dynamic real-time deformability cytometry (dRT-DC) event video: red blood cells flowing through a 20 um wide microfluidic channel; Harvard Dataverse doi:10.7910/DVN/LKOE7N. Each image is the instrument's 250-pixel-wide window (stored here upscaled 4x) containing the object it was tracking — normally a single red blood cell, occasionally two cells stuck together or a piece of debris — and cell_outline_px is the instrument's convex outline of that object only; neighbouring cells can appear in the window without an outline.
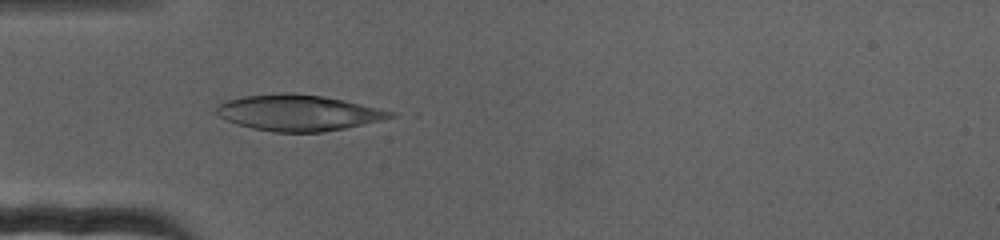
{"species": "human", "species_latin": "Homo sapiens", "temperature_condition": "cold", "stored_images_in_passage": 73, "camera_frame_rate_fps": 3000, "um_per_image_px": 0.085, "donor": {"sex": "female"}, "frame": {"image": 1, "passage_image": 23, "time_ms": 7.333, "image_size_px": [1000, 240], "cell_outline_px": [[396, 116], [380, 120], [344, 128], [324, 132], [276, 132], [252, 128], [236, 124], [212, 112], [220, 104], [228, 100], [244, 96], [284, 92], [320, 96], [344, 100], [396, 112]], "centroid_in_image_um": [25.34, 9.59], "position_along_channel_um": 59.7, "area_um2": 36.13}}
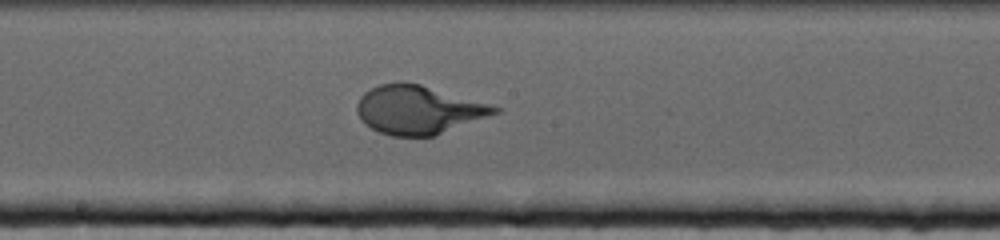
{"frame": {"image": 2, "passage_image": 40, "time_ms": 13.0, "image_size_px": [1000, 240], "cell_outline_px": [[504, 108], [500, 112], [432, 136], [392, 136], [380, 132], [364, 124], [360, 120], [356, 112], [356, 104], [360, 96], [364, 92], [380, 84], [400, 80], [404, 80], [420, 84]], "centroid_in_image_um": [35.52, 9.31], "position_along_channel_um": 212.7, "area_um2": 39.02}}
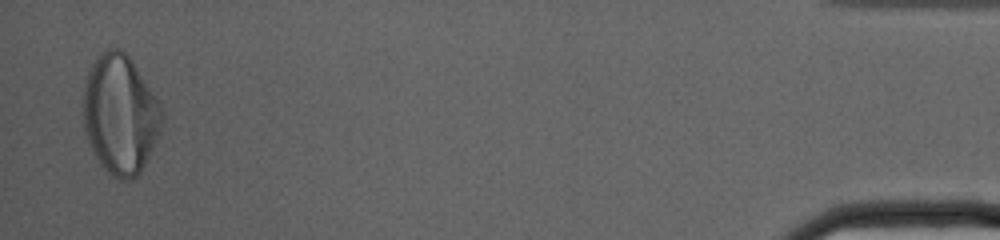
{"frame": {"image": 3, "passage_image": 72, "time_ms": 23.667, "image_size_px": [1000, 240], "cell_outline_px": [[164, 116], [160, 132], [140, 172], [136, 176], [128, 180], [120, 180], [108, 172], [100, 164], [84, 132], [84, 80], [92, 64], [100, 52], [108, 48], [120, 48], [132, 60], [160, 100], [164, 112]], "centroid_in_image_um": [10.24, 9.69], "position_along_channel_um": 425.0, "area_um2": 54.85}}